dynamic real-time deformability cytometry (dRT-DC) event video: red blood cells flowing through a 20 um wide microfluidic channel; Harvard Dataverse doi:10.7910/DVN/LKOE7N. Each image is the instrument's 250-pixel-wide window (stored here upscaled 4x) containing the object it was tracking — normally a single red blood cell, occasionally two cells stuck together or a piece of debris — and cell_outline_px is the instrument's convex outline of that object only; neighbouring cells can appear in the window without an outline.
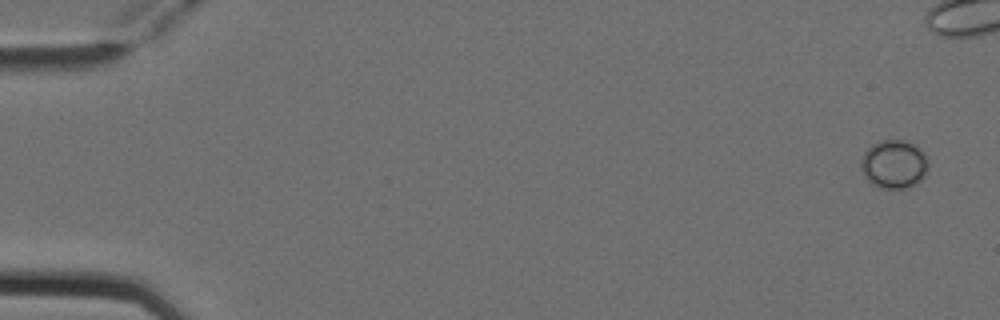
{"species": "Egyptian fruit bat (a non-hibernating species)", "species_latin": "Rousettus aegyptiacus", "temperature_condition": "cold", "stored_images_in_passage": 6, "camera_frame_rate_fps": 3000, "um_per_image_px": 0.085, "animal": {"sex": "female"}, "frame": {"image": 1, "passage_image": 1, "time_ms": 0.0, "image_size_px": [1000, 320], "cell_outline_px": [[928, 168], [924, 176], [920, 180], [908, 188], [880, 188], [872, 184], [864, 176], [860, 168], [860, 160], [864, 152], [872, 144], [880, 140], [904, 140], [912, 144], [924, 152], [928, 156]], "centroid_in_image_um": [75.97, 13.95], "position_along_channel_um": 9.0, "area_um2": 19.19}}